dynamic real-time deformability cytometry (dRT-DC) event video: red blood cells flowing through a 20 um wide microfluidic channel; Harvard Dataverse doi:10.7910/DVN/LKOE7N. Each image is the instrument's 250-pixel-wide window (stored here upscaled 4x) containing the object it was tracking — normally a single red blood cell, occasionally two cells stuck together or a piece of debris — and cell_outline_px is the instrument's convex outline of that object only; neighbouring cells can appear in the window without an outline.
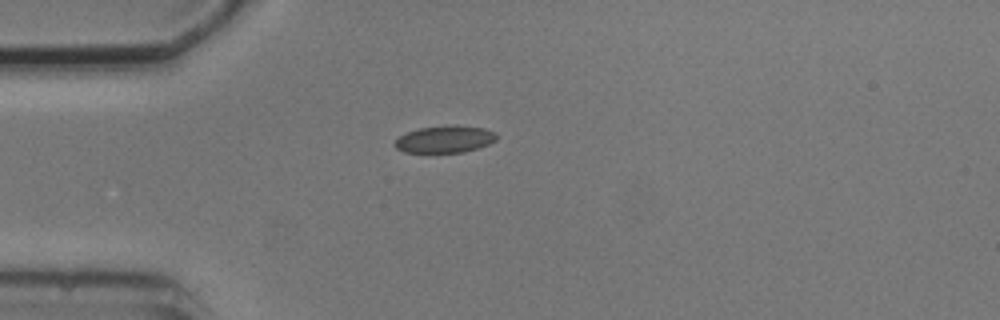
{"species": "common noctule bat (a hibernating species)", "species_latin": "Nyctalus noctula", "temperature_condition": "cold", "stored_images_in_passage": 6, "camera_frame_rate_fps": 3000, "um_per_image_px": 0.085, "animal": {"sex": "male", "body_mass_g": 20.5, "forearm_length_mm": 52.5}, "frame": {"image": 1, "passage_image": 6, "time_ms": 6.0, "image_size_px": [1000, 320], "cell_outline_px": [[496, 140], [488, 144], [464, 152], [404, 152], [396, 148], [392, 144], [400, 136], [408, 132], [420, 128], [448, 124], [456, 124], [484, 128], [496, 132]], "centroid_in_image_um": [37.82, 11.81], "position_along_channel_um": 47.2, "area_um2": 16.13}}